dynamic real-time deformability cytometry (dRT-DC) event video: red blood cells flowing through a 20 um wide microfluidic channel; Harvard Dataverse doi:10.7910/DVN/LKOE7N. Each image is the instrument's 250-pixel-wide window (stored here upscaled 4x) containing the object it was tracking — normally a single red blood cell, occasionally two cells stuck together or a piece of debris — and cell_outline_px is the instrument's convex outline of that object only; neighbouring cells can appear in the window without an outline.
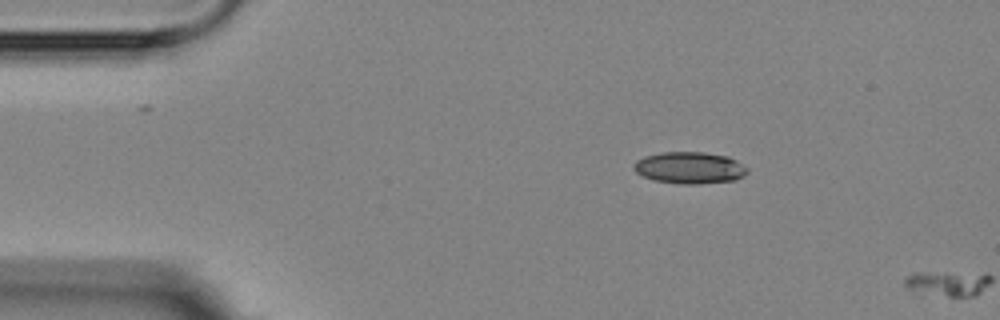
{"species": "Egyptian fruit bat (a non-hibernating species)", "species_latin": "Rousettus aegyptiacus", "temperature_condition": "room temperature", "stored_images_in_passage": 3, "camera_frame_rate_fps": 3000, "um_per_image_px": 0.085, "animal": {"sex": "female"}, "frame": {"image": 1, "passage_image": 3, "time_ms": 5.667, "image_size_px": [1000, 320], "cell_outline_px": [[748, 172], [744, 176], [736, 180], [696, 184], [680, 184], [652, 180], [636, 172], [632, 168], [632, 164], [636, 160], [644, 156], [660, 152], [704, 152], [728, 156], [736, 160], [748, 168]], "centroid_in_image_um": [58.6, 14.26], "position_along_channel_um": 26.4, "area_um2": 21.27}}